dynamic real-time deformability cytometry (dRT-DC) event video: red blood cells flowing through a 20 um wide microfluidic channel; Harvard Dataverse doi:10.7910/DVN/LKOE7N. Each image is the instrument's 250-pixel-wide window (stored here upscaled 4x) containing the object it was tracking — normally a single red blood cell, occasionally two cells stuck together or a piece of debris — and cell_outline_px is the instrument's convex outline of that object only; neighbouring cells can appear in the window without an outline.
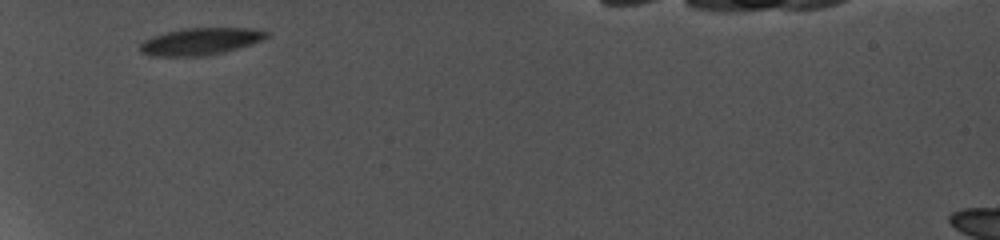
{"species": "common noctule bat (a hibernating species)", "species_latin": "Nyctalus noctula", "temperature_condition": "cold", "stored_images_in_passage": 2, "camera_frame_rate_fps": 5000, "um_per_image_px": 0.085, "animal": {"sex": "female", "body_mass_g": 19.0, "forearm_length_mm": 56.7}, "frame": {"image": 1, "passage_image": 1, "time_ms": 0.0, "image_size_px": [1000, 240], "cell_outline_px": [[268, 36], [252, 44], [224, 52], [204, 56], [152, 56], [140, 52], [140, 44], [144, 40], [152, 36], [164, 32], [184, 28], [252, 28], [268, 32]], "centroid_in_image_um": [17.0, 3.52], "position_along_channel_um": 68.0, "area_um2": 19.94}}